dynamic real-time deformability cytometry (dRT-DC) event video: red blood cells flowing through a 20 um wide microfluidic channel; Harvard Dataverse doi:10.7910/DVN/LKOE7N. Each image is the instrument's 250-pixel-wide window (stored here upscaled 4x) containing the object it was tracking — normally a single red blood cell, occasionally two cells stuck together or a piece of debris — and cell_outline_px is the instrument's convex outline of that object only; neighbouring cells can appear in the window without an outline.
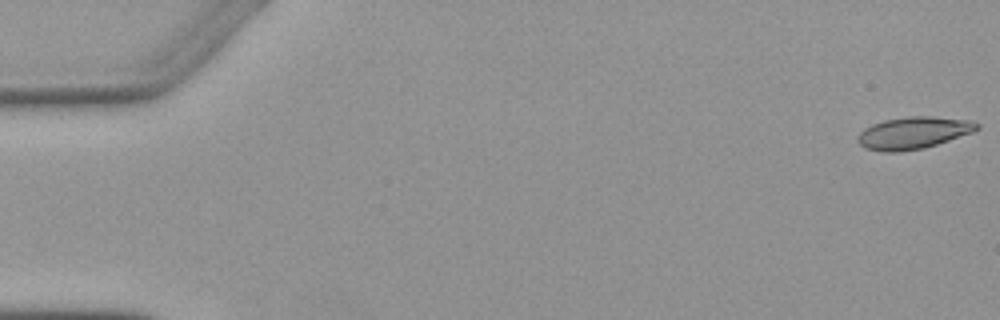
{"species": "Egyptian fruit bat (a non-hibernating species)", "species_latin": "Rousettus aegyptiacus", "temperature_condition": "warm", "stored_images_in_passage": 6, "camera_frame_rate_fps": 3000, "um_per_image_px": 0.085, "animal": {"sex": "female"}, "frame": {"image": 1, "passage_image": 1, "time_ms": 0.0, "image_size_px": [1000, 320], "cell_outline_px": [[980, 128], [972, 132], [924, 148], [900, 152], [880, 152], [864, 148], [856, 140], [856, 136], [864, 128], [872, 124], [884, 120], [908, 116], [932, 116], [972, 120], [980, 124]], "centroid_in_image_um": [77.6, 11.29], "position_along_channel_um": 7.4, "area_um2": 22.48}}
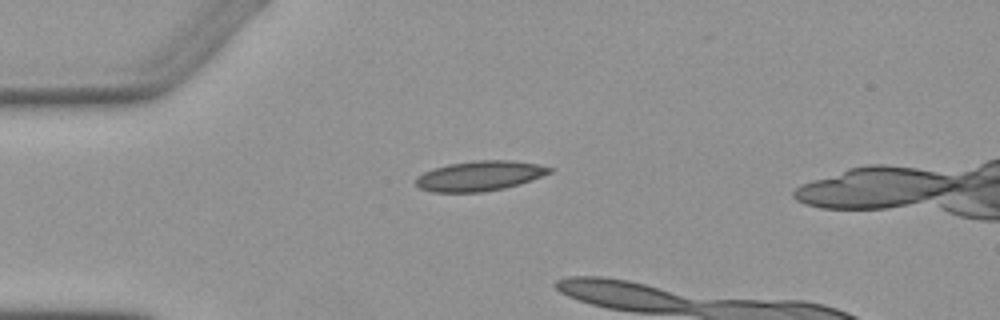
{"frame": {"image": 2, "passage_image": 4, "time_ms": 4.333, "image_size_px": [1000, 320], "cell_outline_px": [[552, 172], [532, 180], [520, 184], [504, 188], [484, 192], [432, 192], [420, 188], [416, 184], [416, 176], [432, 168], [448, 164], [476, 160], [512, 160], [540, 164], [552, 168]], "centroid_in_image_um": [40.78, 14.94], "position_along_channel_um": 44.2, "area_um2": 23.52}}